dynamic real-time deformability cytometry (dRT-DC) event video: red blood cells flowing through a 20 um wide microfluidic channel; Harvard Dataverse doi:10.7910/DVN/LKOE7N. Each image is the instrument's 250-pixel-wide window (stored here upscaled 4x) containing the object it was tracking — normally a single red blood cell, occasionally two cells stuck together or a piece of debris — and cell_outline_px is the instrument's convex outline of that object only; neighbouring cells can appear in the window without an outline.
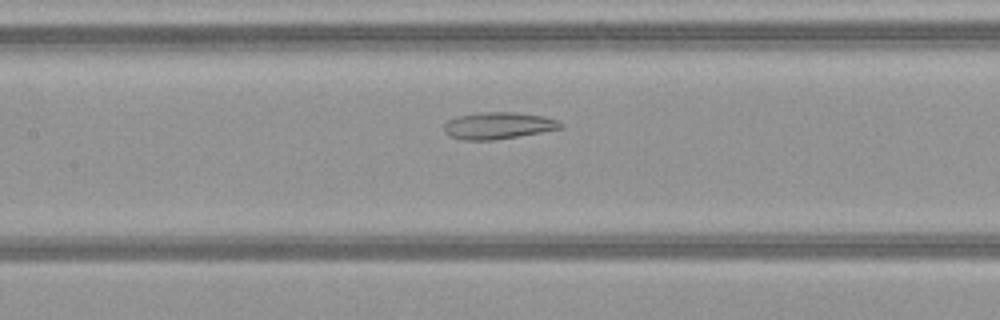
{"species": "common noctule bat (a hibernating species)", "species_latin": "Nyctalus noctula", "temperature_condition": "warm", "stored_images_in_passage": 34, "camera_frame_rate_fps": 3000, "um_per_image_px": 0.085, "animal": {"sex": "female", "body_mass_g": 21.9}, "frame": {"image": 1, "passage_image": 8, "time_ms": 2.333, "image_size_px": [1000, 320], "cell_outline_px": [[564, 128], [492, 140], [464, 140], [448, 136], [444, 132], [444, 124], [448, 120], [456, 116], [480, 112], [516, 112], [544, 116], [556, 120], [564, 124]], "centroid_in_image_um": [42.32, 10.67], "position_along_channel_um": 165.1, "area_um2": 18.26}}
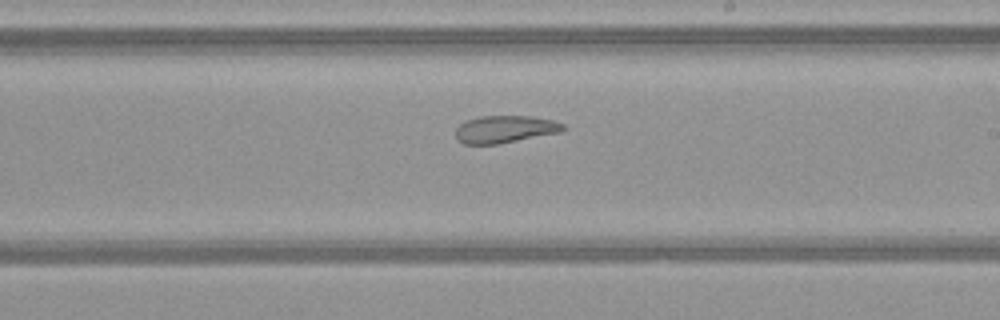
{"frame": {"image": 2, "passage_image": 14, "time_ms": 4.333, "image_size_px": [1000, 320], "cell_outline_px": [[568, 128], [560, 132], [496, 144], [464, 144], [456, 140], [456, 128], [460, 124], [468, 120], [480, 116], [532, 116], [552, 120], [564, 124]], "centroid_in_image_um": [42.92, 10.98], "position_along_channel_um": 246.1, "area_um2": 17.05}}
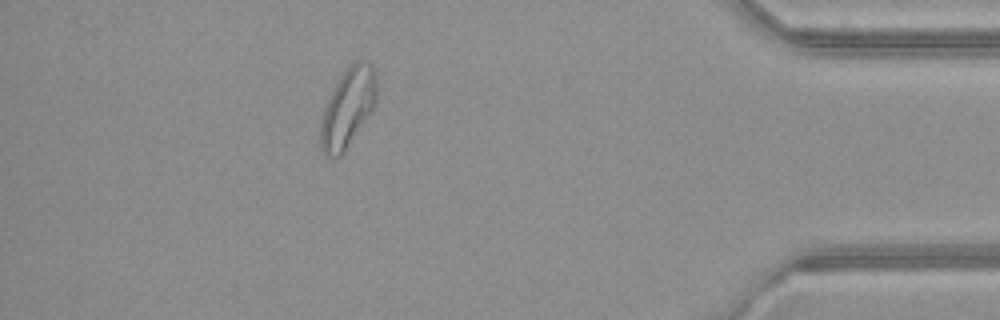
{"frame": {"image": 3, "passage_image": 29, "time_ms": 9.333, "image_size_px": [1000, 320], "cell_outline_px": [[376, 104], [344, 152], [340, 156], [328, 156], [324, 152], [320, 144], [320, 124], [324, 108], [336, 84], [344, 72], [356, 60], [368, 60], [372, 64], [376, 84]], "centroid_in_image_um": [29.57, 9.15], "position_along_channel_um": 405.6, "area_um2": 25.26}, "authors_computed_cell_mechanics": {"area_um2": 18.6983, "velocity_mm_per_s": 4.0606, "shape_relaxation_time_tau1_ms": null, "shape_relaxation_time_tau2_ms": 4.0789, "deformation_change_tau1": null, "deformation_change_tau2": 0.1393}}